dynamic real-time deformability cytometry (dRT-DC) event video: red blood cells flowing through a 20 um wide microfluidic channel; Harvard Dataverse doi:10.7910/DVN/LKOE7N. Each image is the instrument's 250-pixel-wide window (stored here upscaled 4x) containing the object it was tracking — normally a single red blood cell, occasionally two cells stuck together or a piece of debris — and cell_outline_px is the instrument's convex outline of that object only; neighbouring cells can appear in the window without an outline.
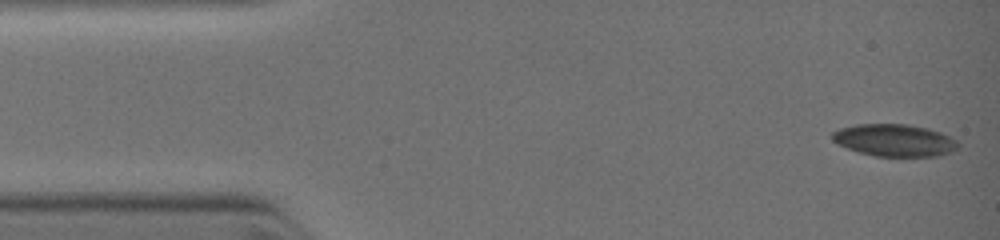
{"species": "common noctule bat (a hibernating species)", "species_latin": "Nyctalus noctula", "temperature_condition": "warm", "stored_images_in_passage": 9, "camera_frame_rate_fps": 3000, "um_per_image_px": 0.085, "animal": {"sex": "female", "body_mass_g": 19.0, "forearm_length_mm": 51.5}, "frame": {"image": 1, "passage_image": 1, "time_ms": 0.0, "image_size_px": [1000, 240], "cell_outline_px": [[960, 144], [956, 148], [948, 152], [936, 156], [876, 156], [860, 152], [848, 148], [832, 140], [832, 132], [844, 128], [860, 124], [904, 124], [924, 128], [948, 136]], "centroid_in_image_um": [76.0, 11.93], "position_along_channel_um": 9.0, "area_um2": 22.83}}
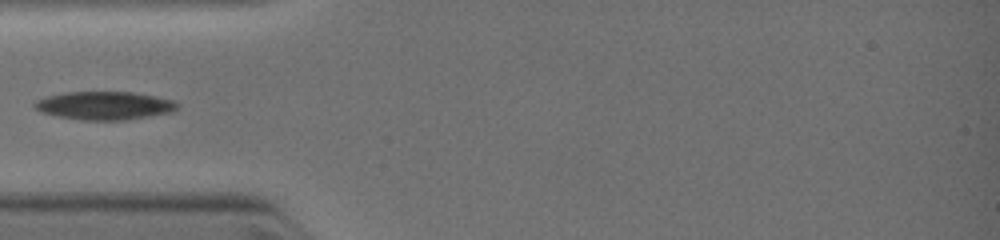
{"frame": {"image": 2, "passage_image": 7, "time_ms": 3.333, "image_size_px": [1000, 240], "cell_outline_px": [[180, 104], [176, 112], [124, 120], [80, 120], [56, 116], [40, 112], [32, 108], [32, 104], [36, 100], [44, 96], [64, 92], [132, 92], [172, 100]], "centroid_in_image_um": [8.83, 8.98], "position_along_channel_um": 76.2, "area_um2": 23.81}}
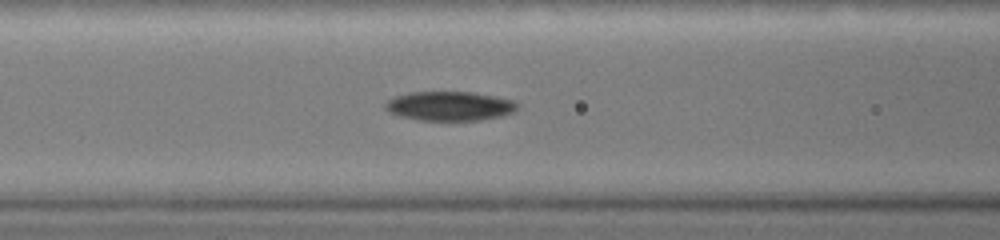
{"frame": {"image": 3, "passage_image": 9, "time_ms": 4.333, "image_size_px": [1000, 240], "cell_outline_px": [[520, 104], [512, 112], [500, 116], [480, 120], [416, 120], [396, 116], [388, 112], [384, 108], [384, 104], [388, 100], [396, 96], [408, 92], [472, 92], [516, 100]], "centroid_in_image_um": [38.18, 9.01], "position_along_channel_um": 128.4, "area_um2": 22.72}}